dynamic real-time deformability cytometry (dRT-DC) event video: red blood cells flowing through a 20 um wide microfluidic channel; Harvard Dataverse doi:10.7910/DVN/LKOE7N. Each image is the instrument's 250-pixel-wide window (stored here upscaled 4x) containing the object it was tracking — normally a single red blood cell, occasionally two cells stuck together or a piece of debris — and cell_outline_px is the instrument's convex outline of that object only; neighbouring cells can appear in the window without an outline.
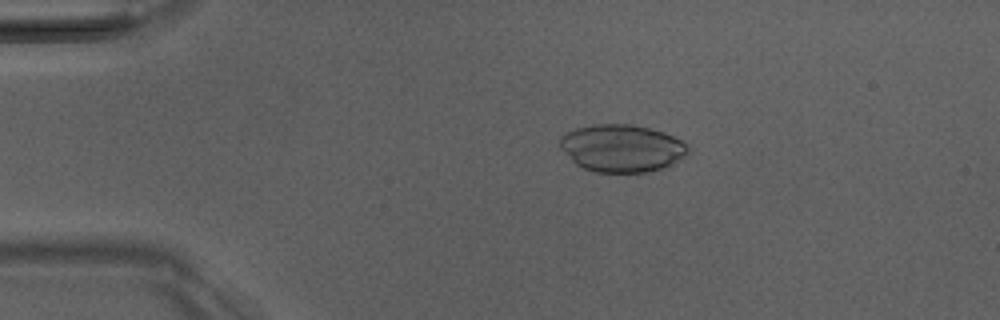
{"species": "Egyptian fruit bat (a non-hibernating species)", "species_latin": "Rousettus aegyptiacus", "temperature_condition": "room temperature", "stored_images_in_passage": 50, "camera_frame_rate_fps": 3000, "um_per_image_px": 0.085, "animal": {"sex": "male"}, "frame": {"image": 1, "passage_image": 10, "time_ms": 3.0, "image_size_px": [1000, 320], "cell_outline_px": [[688, 152], [684, 156], [672, 164], [664, 168], [648, 172], [596, 172], [584, 168], [576, 164], [560, 148], [560, 136], [576, 128], [592, 124], [632, 124], [664, 132], [688, 144]], "centroid_in_image_um": [52.85, 12.59], "position_along_channel_um": 32.2, "area_um2": 35.37}}
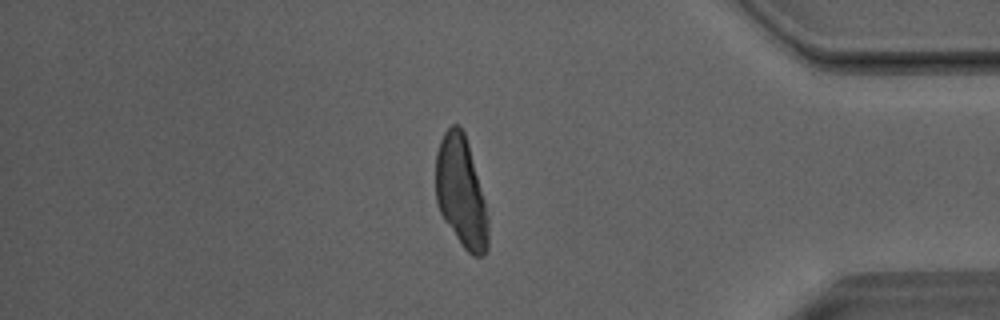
{"frame": {"image": 2, "passage_image": 43, "time_ms": 14.0, "image_size_px": [1000, 320], "cell_outline_px": [[488, 248], [484, 256], [472, 256], [464, 248], [444, 220], [440, 212], [436, 200], [436, 152], [440, 140], [444, 132], [452, 124], [456, 124], [464, 132], [468, 144], [484, 200], [488, 220]], "centroid_in_image_um": [39.18, 16.35], "position_along_channel_um": 396.0, "area_um2": 33.58}}
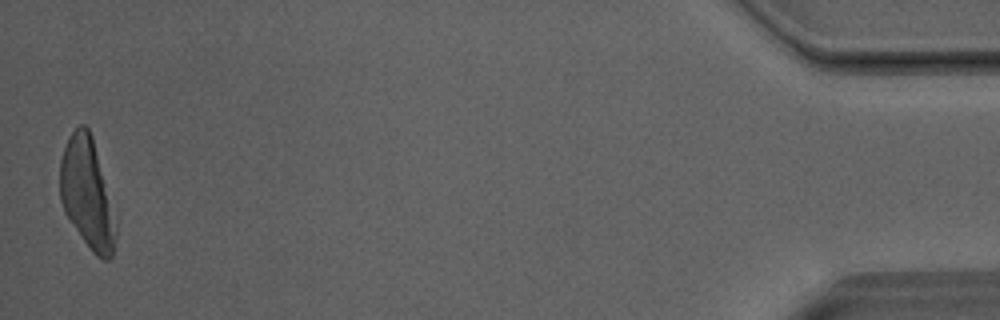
{"frame": {"image": 3, "passage_image": 50, "time_ms": 16.333, "image_size_px": [1000, 320], "cell_outline_px": [[116, 236], [112, 256], [108, 260], [104, 260], [96, 256], [92, 252], [64, 212], [60, 200], [60, 160], [64, 148], [72, 132], [80, 124], [84, 124], [88, 128], [92, 136], [116, 224]], "centroid_in_image_um": [7.38, 16.47], "position_along_channel_um": 427.8, "area_um2": 35.03}}